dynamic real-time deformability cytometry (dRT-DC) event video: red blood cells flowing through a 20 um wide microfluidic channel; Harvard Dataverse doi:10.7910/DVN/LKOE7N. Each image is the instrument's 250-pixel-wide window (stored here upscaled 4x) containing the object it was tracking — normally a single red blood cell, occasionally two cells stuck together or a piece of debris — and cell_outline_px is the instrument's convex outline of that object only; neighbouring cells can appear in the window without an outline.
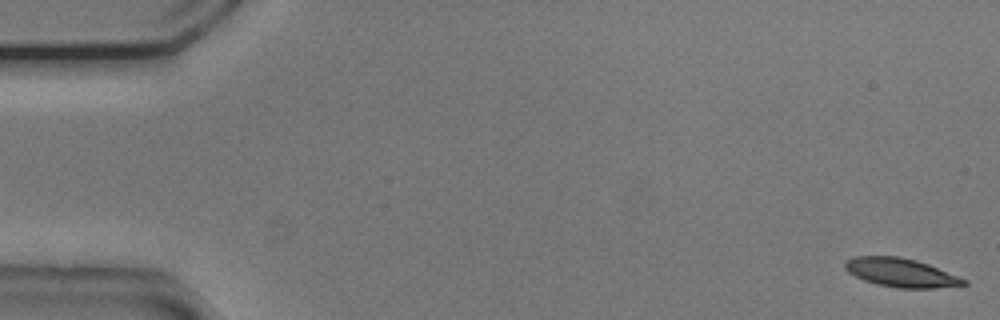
{"species": "common noctule bat (a hibernating species)", "species_latin": "Nyctalus noctula", "temperature_condition": "cold", "stored_images_in_passage": 54, "camera_frame_rate_fps": 3000, "um_per_image_px": 0.085, "animal": {"sex": "male", "body_mass_g": 20.5, "forearm_length_mm": 52.5}, "frame": {"image": 1, "passage_image": 1, "time_ms": 0.0, "image_size_px": [1000, 320], "cell_outline_px": [[968, 284], [936, 288], [896, 288], [876, 284], [864, 280], [848, 272], [844, 268], [844, 260], [852, 256], [900, 256], [916, 260], [928, 264], [968, 280]], "centroid_in_image_um": [76.55, 23.17], "position_along_channel_um": 8.5, "area_um2": 20.0}}
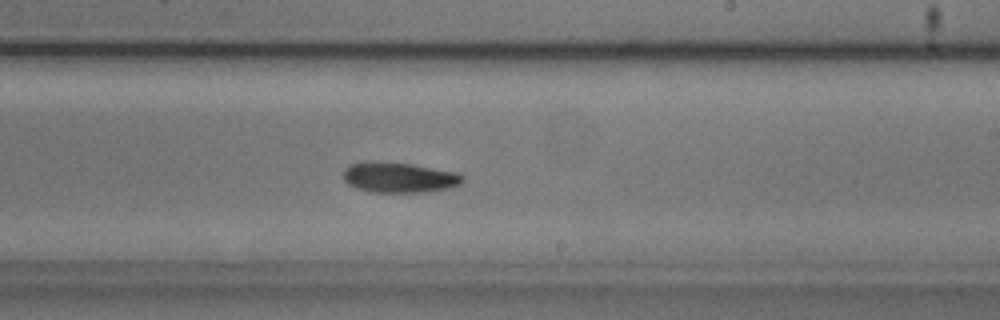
{"frame": {"image": 2, "passage_image": 32, "time_ms": 10.333, "image_size_px": [1000, 320], "cell_outline_px": [[464, 180], [460, 184], [452, 188], [428, 192], [372, 192], [356, 188], [348, 184], [344, 180], [344, 168], [348, 164], [412, 164], [456, 172], [464, 176]], "centroid_in_image_um": [34.01, 15.13], "position_along_channel_um": 255.0, "area_um2": 20.52}}
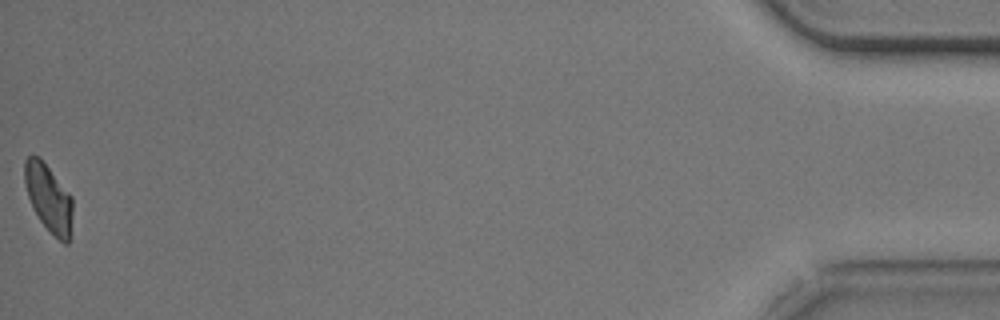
{"frame": {"image": 3, "passage_image": 54, "time_ms": 17.667, "image_size_px": [1000, 320], "cell_outline_px": [[72, 240], [68, 244], [64, 244], [40, 220], [28, 196], [24, 180], [24, 160], [32, 152], [40, 156], [72, 196]], "centroid_in_image_um": [4.16, 16.8], "position_along_channel_um": 431.0, "area_um2": 19.13}, "authors_computed_cell_mechanics": {"area_um2": 20.4612, "velocity_mm_per_s": 3.7328, "shape_relaxation_time_tau1_ms": 6.4811, "shape_relaxation_time_tau2_ms": null, "deformation_change_tau1": 0.1321, "deformation_change_tau2": null}}